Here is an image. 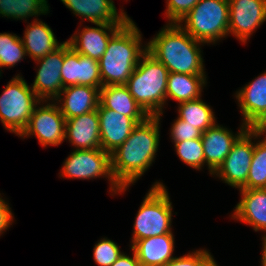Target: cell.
Listing matches in <instances>:
<instances>
[{"mask_svg":"<svg viewBox=\"0 0 266 266\" xmlns=\"http://www.w3.org/2000/svg\"><path fill=\"white\" fill-rule=\"evenodd\" d=\"M160 119L159 116H148L111 153L112 174L121 187L134 185L153 165L160 144Z\"/></svg>","mask_w":266,"mask_h":266,"instance_id":"cell-1","label":"cell"},{"mask_svg":"<svg viewBox=\"0 0 266 266\" xmlns=\"http://www.w3.org/2000/svg\"><path fill=\"white\" fill-rule=\"evenodd\" d=\"M178 23H166L147 42V51L161 62L169 73L206 75L202 46Z\"/></svg>","mask_w":266,"mask_h":266,"instance_id":"cell-2","label":"cell"},{"mask_svg":"<svg viewBox=\"0 0 266 266\" xmlns=\"http://www.w3.org/2000/svg\"><path fill=\"white\" fill-rule=\"evenodd\" d=\"M142 33L130 18L108 41L98 60L102 86L125 85L147 52ZM144 43V45H143Z\"/></svg>","mask_w":266,"mask_h":266,"instance_id":"cell-3","label":"cell"},{"mask_svg":"<svg viewBox=\"0 0 266 266\" xmlns=\"http://www.w3.org/2000/svg\"><path fill=\"white\" fill-rule=\"evenodd\" d=\"M168 74V69L147 51L125 84L148 116L163 115Z\"/></svg>","mask_w":266,"mask_h":266,"instance_id":"cell-4","label":"cell"},{"mask_svg":"<svg viewBox=\"0 0 266 266\" xmlns=\"http://www.w3.org/2000/svg\"><path fill=\"white\" fill-rule=\"evenodd\" d=\"M173 206L166 186L154 182L136 214L130 246L140 239L172 232Z\"/></svg>","mask_w":266,"mask_h":266,"instance_id":"cell-5","label":"cell"},{"mask_svg":"<svg viewBox=\"0 0 266 266\" xmlns=\"http://www.w3.org/2000/svg\"><path fill=\"white\" fill-rule=\"evenodd\" d=\"M228 0H200L178 23L194 39L215 45L229 35Z\"/></svg>","mask_w":266,"mask_h":266,"instance_id":"cell-6","label":"cell"},{"mask_svg":"<svg viewBox=\"0 0 266 266\" xmlns=\"http://www.w3.org/2000/svg\"><path fill=\"white\" fill-rule=\"evenodd\" d=\"M39 102L34 90L21 74L12 77L0 95V121L5 130L19 136Z\"/></svg>","mask_w":266,"mask_h":266,"instance_id":"cell-7","label":"cell"},{"mask_svg":"<svg viewBox=\"0 0 266 266\" xmlns=\"http://www.w3.org/2000/svg\"><path fill=\"white\" fill-rule=\"evenodd\" d=\"M59 176L66 179L93 180L105 178L109 183L110 196L122 195L129 187H121L111 170V154L102 148L73 150L63 162Z\"/></svg>","mask_w":266,"mask_h":266,"instance_id":"cell-8","label":"cell"},{"mask_svg":"<svg viewBox=\"0 0 266 266\" xmlns=\"http://www.w3.org/2000/svg\"><path fill=\"white\" fill-rule=\"evenodd\" d=\"M45 104V105H44ZM66 119L54 101H40L20 138L34 136L43 148L65 142Z\"/></svg>","mask_w":266,"mask_h":266,"instance_id":"cell-9","label":"cell"},{"mask_svg":"<svg viewBox=\"0 0 266 266\" xmlns=\"http://www.w3.org/2000/svg\"><path fill=\"white\" fill-rule=\"evenodd\" d=\"M253 153L254 129L248 128L233 144L230 153L212 176L240 189L247 181Z\"/></svg>","mask_w":266,"mask_h":266,"instance_id":"cell-10","label":"cell"},{"mask_svg":"<svg viewBox=\"0 0 266 266\" xmlns=\"http://www.w3.org/2000/svg\"><path fill=\"white\" fill-rule=\"evenodd\" d=\"M228 2L229 34L245 44L266 21V0H228Z\"/></svg>","mask_w":266,"mask_h":266,"instance_id":"cell-11","label":"cell"},{"mask_svg":"<svg viewBox=\"0 0 266 266\" xmlns=\"http://www.w3.org/2000/svg\"><path fill=\"white\" fill-rule=\"evenodd\" d=\"M64 60V41L53 52L34 61L36 76L31 88L40 101H54L63 89L61 69Z\"/></svg>","mask_w":266,"mask_h":266,"instance_id":"cell-12","label":"cell"},{"mask_svg":"<svg viewBox=\"0 0 266 266\" xmlns=\"http://www.w3.org/2000/svg\"><path fill=\"white\" fill-rule=\"evenodd\" d=\"M100 123L101 148L111 154L131 134L134 127L147 117H128L114 110L104 108L100 103L97 108Z\"/></svg>","mask_w":266,"mask_h":266,"instance_id":"cell-13","label":"cell"},{"mask_svg":"<svg viewBox=\"0 0 266 266\" xmlns=\"http://www.w3.org/2000/svg\"><path fill=\"white\" fill-rule=\"evenodd\" d=\"M247 129L241 122L237 133H234L231 129L216 122L212 127L202 132L201 140L204 148L205 166L207 165L211 176L230 153L233 144Z\"/></svg>","mask_w":266,"mask_h":266,"instance_id":"cell-14","label":"cell"},{"mask_svg":"<svg viewBox=\"0 0 266 266\" xmlns=\"http://www.w3.org/2000/svg\"><path fill=\"white\" fill-rule=\"evenodd\" d=\"M242 123L254 129L266 117V71L255 77L235 93Z\"/></svg>","mask_w":266,"mask_h":266,"instance_id":"cell-15","label":"cell"},{"mask_svg":"<svg viewBox=\"0 0 266 266\" xmlns=\"http://www.w3.org/2000/svg\"><path fill=\"white\" fill-rule=\"evenodd\" d=\"M96 27L84 26L66 41L80 55L99 60L105 53L109 39L124 24L96 23Z\"/></svg>","mask_w":266,"mask_h":266,"instance_id":"cell-16","label":"cell"},{"mask_svg":"<svg viewBox=\"0 0 266 266\" xmlns=\"http://www.w3.org/2000/svg\"><path fill=\"white\" fill-rule=\"evenodd\" d=\"M75 16L92 24H125L128 17L121 8L119 11L113 0H60Z\"/></svg>","mask_w":266,"mask_h":266,"instance_id":"cell-17","label":"cell"},{"mask_svg":"<svg viewBox=\"0 0 266 266\" xmlns=\"http://www.w3.org/2000/svg\"><path fill=\"white\" fill-rule=\"evenodd\" d=\"M100 88L84 85L64 87L54 100L65 119H71L98 108Z\"/></svg>","mask_w":266,"mask_h":266,"instance_id":"cell-18","label":"cell"},{"mask_svg":"<svg viewBox=\"0 0 266 266\" xmlns=\"http://www.w3.org/2000/svg\"><path fill=\"white\" fill-rule=\"evenodd\" d=\"M65 140L74 146V150L101 148L100 123L97 109L71 119H66Z\"/></svg>","mask_w":266,"mask_h":266,"instance_id":"cell-19","label":"cell"},{"mask_svg":"<svg viewBox=\"0 0 266 266\" xmlns=\"http://www.w3.org/2000/svg\"><path fill=\"white\" fill-rule=\"evenodd\" d=\"M241 199L233 208L231 219L246 223L255 232H266V188L238 189Z\"/></svg>","mask_w":266,"mask_h":266,"instance_id":"cell-20","label":"cell"},{"mask_svg":"<svg viewBox=\"0 0 266 266\" xmlns=\"http://www.w3.org/2000/svg\"><path fill=\"white\" fill-rule=\"evenodd\" d=\"M141 266H164L174 259L175 238L173 233L135 241L131 246Z\"/></svg>","mask_w":266,"mask_h":266,"instance_id":"cell-21","label":"cell"},{"mask_svg":"<svg viewBox=\"0 0 266 266\" xmlns=\"http://www.w3.org/2000/svg\"><path fill=\"white\" fill-rule=\"evenodd\" d=\"M23 37H20L25 48L26 56L33 61L53 52L61 44L50 26L41 19L33 17V22L27 23Z\"/></svg>","mask_w":266,"mask_h":266,"instance_id":"cell-22","label":"cell"},{"mask_svg":"<svg viewBox=\"0 0 266 266\" xmlns=\"http://www.w3.org/2000/svg\"><path fill=\"white\" fill-rule=\"evenodd\" d=\"M207 83V75L169 73L166 103L168 99H173L177 103L196 100L202 96V91Z\"/></svg>","mask_w":266,"mask_h":266,"instance_id":"cell-23","label":"cell"},{"mask_svg":"<svg viewBox=\"0 0 266 266\" xmlns=\"http://www.w3.org/2000/svg\"><path fill=\"white\" fill-rule=\"evenodd\" d=\"M99 103L128 117H148L125 85L102 86Z\"/></svg>","mask_w":266,"mask_h":266,"instance_id":"cell-24","label":"cell"},{"mask_svg":"<svg viewBox=\"0 0 266 266\" xmlns=\"http://www.w3.org/2000/svg\"><path fill=\"white\" fill-rule=\"evenodd\" d=\"M178 118L205 132L216 122V116L212 107L202 100V96L196 100L178 103Z\"/></svg>","mask_w":266,"mask_h":266,"instance_id":"cell-25","label":"cell"},{"mask_svg":"<svg viewBox=\"0 0 266 266\" xmlns=\"http://www.w3.org/2000/svg\"><path fill=\"white\" fill-rule=\"evenodd\" d=\"M47 0H0V16L7 19L23 20L50 13Z\"/></svg>","mask_w":266,"mask_h":266,"instance_id":"cell-26","label":"cell"},{"mask_svg":"<svg viewBox=\"0 0 266 266\" xmlns=\"http://www.w3.org/2000/svg\"><path fill=\"white\" fill-rule=\"evenodd\" d=\"M263 188H266V135L254 129V153L247 181L240 189Z\"/></svg>","mask_w":266,"mask_h":266,"instance_id":"cell-27","label":"cell"},{"mask_svg":"<svg viewBox=\"0 0 266 266\" xmlns=\"http://www.w3.org/2000/svg\"><path fill=\"white\" fill-rule=\"evenodd\" d=\"M21 38L14 33H0V77L2 68H12L26 59ZM25 57V58H24Z\"/></svg>","mask_w":266,"mask_h":266,"instance_id":"cell-28","label":"cell"},{"mask_svg":"<svg viewBox=\"0 0 266 266\" xmlns=\"http://www.w3.org/2000/svg\"><path fill=\"white\" fill-rule=\"evenodd\" d=\"M175 152L179 159L186 165L197 170L205 166L204 148L201 138L173 142Z\"/></svg>","mask_w":266,"mask_h":266,"instance_id":"cell-29","label":"cell"},{"mask_svg":"<svg viewBox=\"0 0 266 266\" xmlns=\"http://www.w3.org/2000/svg\"><path fill=\"white\" fill-rule=\"evenodd\" d=\"M63 88L79 85V53L67 41L64 42V60L61 69Z\"/></svg>","mask_w":266,"mask_h":266,"instance_id":"cell-30","label":"cell"},{"mask_svg":"<svg viewBox=\"0 0 266 266\" xmlns=\"http://www.w3.org/2000/svg\"><path fill=\"white\" fill-rule=\"evenodd\" d=\"M122 254L120 246L107 237L97 241L93 248V259L98 266H111Z\"/></svg>","mask_w":266,"mask_h":266,"instance_id":"cell-31","label":"cell"},{"mask_svg":"<svg viewBox=\"0 0 266 266\" xmlns=\"http://www.w3.org/2000/svg\"><path fill=\"white\" fill-rule=\"evenodd\" d=\"M79 85L102 87L98 60L79 54Z\"/></svg>","mask_w":266,"mask_h":266,"instance_id":"cell-32","label":"cell"},{"mask_svg":"<svg viewBox=\"0 0 266 266\" xmlns=\"http://www.w3.org/2000/svg\"><path fill=\"white\" fill-rule=\"evenodd\" d=\"M200 0H166V23H179Z\"/></svg>","mask_w":266,"mask_h":266,"instance_id":"cell-33","label":"cell"},{"mask_svg":"<svg viewBox=\"0 0 266 266\" xmlns=\"http://www.w3.org/2000/svg\"><path fill=\"white\" fill-rule=\"evenodd\" d=\"M170 137L172 143L193 140L201 138L202 131L177 117L170 128Z\"/></svg>","mask_w":266,"mask_h":266,"instance_id":"cell-34","label":"cell"},{"mask_svg":"<svg viewBox=\"0 0 266 266\" xmlns=\"http://www.w3.org/2000/svg\"><path fill=\"white\" fill-rule=\"evenodd\" d=\"M210 250L201 249L189 251L183 256H177L164 266H201V264L211 255Z\"/></svg>","mask_w":266,"mask_h":266,"instance_id":"cell-35","label":"cell"},{"mask_svg":"<svg viewBox=\"0 0 266 266\" xmlns=\"http://www.w3.org/2000/svg\"><path fill=\"white\" fill-rule=\"evenodd\" d=\"M1 195L2 194L0 193V237L15 221L9 203Z\"/></svg>","mask_w":266,"mask_h":266,"instance_id":"cell-36","label":"cell"},{"mask_svg":"<svg viewBox=\"0 0 266 266\" xmlns=\"http://www.w3.org/2000/svg\"><path fill=\"white\" fill-rule=\"evenodd\" d=\"M132 255L124 253L111 266H141L135 252L131 249Z\"/></svg>","mask_w":266,"mask_h":266,"instance_id":"cell-37","label":"cell"},{"mask_svg":"<svg viewBox=\"0 0 266 266\" xmlns=\"http://www.w3.org/2000/svg\"><path fill=\"white\" fill-rule=\"evenodd\" d=\"M262 248H261V266H266V233L262 237Z\"/></svg>","mask_w":266,"mask_h":266,"instance_id":"cell-38","label":"cell"},{"mask_svg":"<svg viewBox=\"0 0 266 266\" xmlns=\"http://www.w3.org/2000/svg\"><path fill=\"white\" fill-rule=\"evenodd\" d=\"M254 129L266 135V117Z\"/></svg>","mask_w":266,"mask_h":266,"instance_id":"cell-39","label":"cell"},{"mask_svg":"<svg viewBox=\"0 0 266 266\" xmlns=\"http://www.w3.org/2000/svg\"><path fill=\"white\" fill-rule=\"evenodd\" d=\"M201 266H219L216 260L210 255L202 264Z\"/></svg>","mask_w":266,"mask_h":266,"instance_id":"cell-40","label":"cell"}]
</instances>
